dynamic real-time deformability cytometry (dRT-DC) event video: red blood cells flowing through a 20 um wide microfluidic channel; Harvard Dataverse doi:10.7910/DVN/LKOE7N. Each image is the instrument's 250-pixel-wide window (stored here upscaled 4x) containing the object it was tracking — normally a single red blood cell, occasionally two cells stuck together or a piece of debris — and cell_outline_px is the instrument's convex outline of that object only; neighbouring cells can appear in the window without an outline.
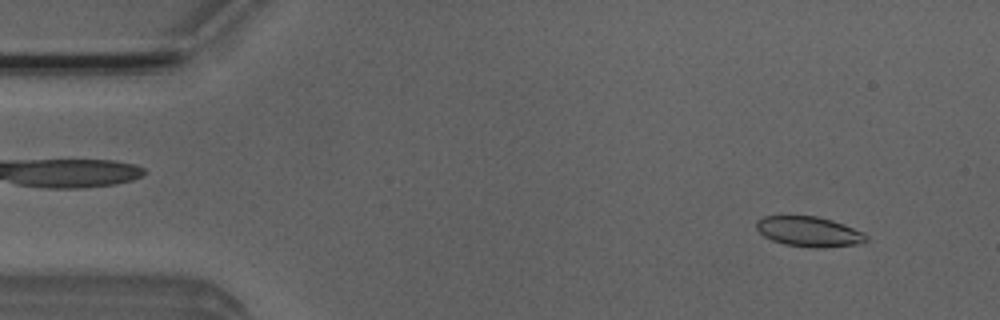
{"species": "Egyptian fruit bat (a non-hibernating species)", "species_latin": "Rousettus aegyptiacus", "temperature_condition": "room temperature", "stored_images_in_passage": 49, "camera_frame_rate_fps": 3000, "um_per_image_px": 0.085, "animal": {"sex": "male"}, "frame": {"image": 1, "passage_image": 2, "time_ms": 0.333, "image_size_px": [1000, 320], "cell_outline_px": [[868, 240], [860, 244], [824, 248], [808, 248], [784, 244], [772, 240], [764, 236], [756, 228], [756, 220], [764, 216], [816, 216], [832, 220], [844, 224], [864, 232], [868, 236]], "centroid_in_image_um": [68.79, 19.7], "position_along_channel_um": 16.2, "area_um2": 19.54}}
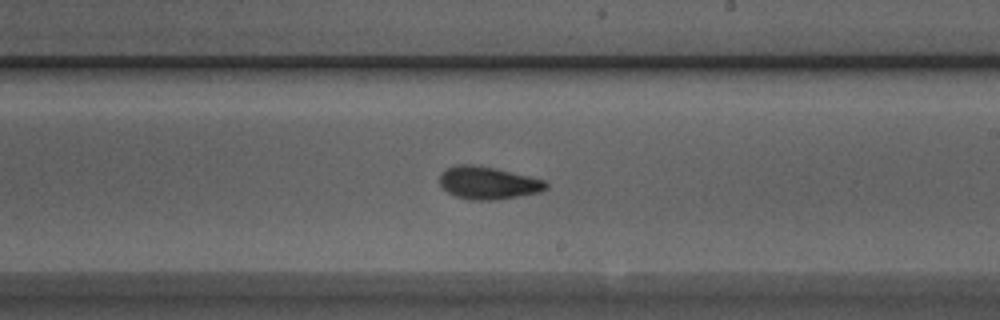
{"frame": {"image": 2, "passage_image": 27, "time_ms": 8.667, "image_size_px": [1000, 320], "cell_outline_px": [[548, 188], [540, 192], [520, 196], [496, 200], [472, 200], [456, 196], [448, 192], [440, 184], [440, 172], [456, 164], [472, 164], [496, 168], [544, 180], [548, 184]], "centroid_in_image_um": [41.49, 15.54], "position_along_channel_um": 247.5, "area_um2": 20.23}}
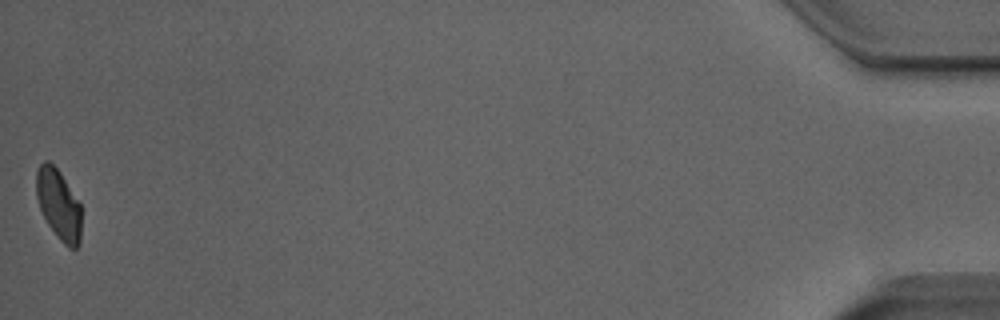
{"frame": {"image": 3, "passage_image": 49, "time_ms": 16.0, "image_size_px": [1000, 320], "cell_outline_px": [[80, 244], [76, 248], [68, 248], [56, 236], [48, 224], [40, 208], [36, 196], [36, 172], [40, 164], [44, 160], [48, 160], [60, 172], [80, 204]], "centroid_in_image_um": [4.97, 17.38], "position_along_channel_um": 430.2, "area_um2": 18.32}, "authors_computed_cell_mechanics": {"area_um2": 19.941, "velocity_mm_per_s": 3.912, "shape_relaxation_time_tau1_ms": 3.5586, "shape_relaxation_time_tau2_ms": 2.1017, "deformation_change_tau1": 0.11, "deformation_change_tau2": 0.0675}}